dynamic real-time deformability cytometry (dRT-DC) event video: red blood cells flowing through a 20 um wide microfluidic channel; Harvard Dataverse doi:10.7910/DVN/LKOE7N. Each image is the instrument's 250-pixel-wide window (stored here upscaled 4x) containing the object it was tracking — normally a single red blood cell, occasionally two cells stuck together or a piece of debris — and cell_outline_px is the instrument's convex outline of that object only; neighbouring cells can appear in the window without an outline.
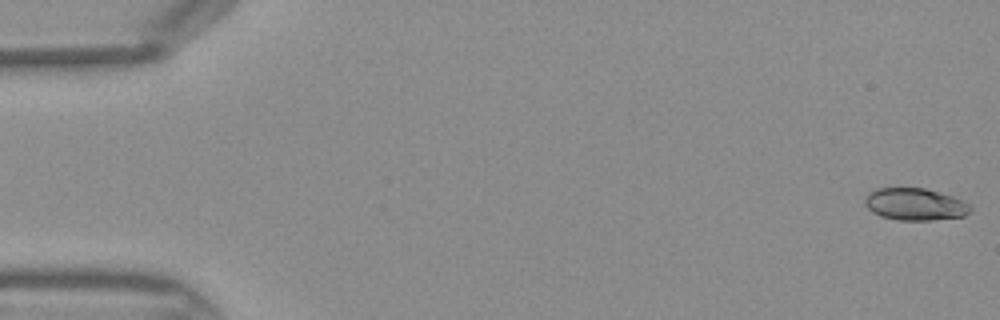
{"species": "Egyptian fruit bat (a non-hibernating species)", "species_latin": "Rousettus aegyptiacus", "temperature_condition": "warm", "stored_images_in_passage": 45, "camera_frame_rate_fps": 3000, "um_per_image_px": 0.085, "frame": {"image": 1, "passage_image": 1, "time_ms": 0.0, "image_size_px": [1000, 320], "cell_outline_px": [[972, 208], [964, 216], [932, 220], [896, 220], [880, 216], [872, 212], [864, 204], [864, 200], [868, 192], [876, 188], [924, 188], [952, 196], [964, 200]], "centroid_in_image_um": [77.75, 17.36], "position_along_channel_um": 7.3, "area_um2": 19.83}}
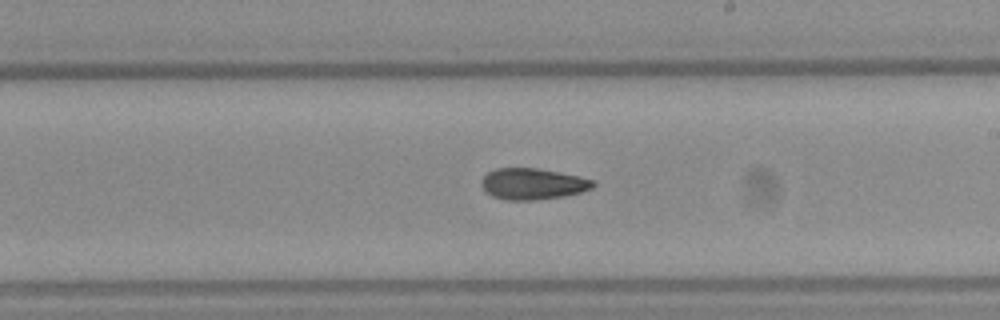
{"frame": {"image": 2, "passage_image": 26, "time_ms": 8.333, "image_size_px": [1000, 320], "cell_outline_px": [[596, 184], [592, 188], [580, 192], [564, 196], [536, 200], [504, 200], [492, 196], [480, 184], [480, 180], [488, 172], [496, 168], [536, 168], [560, 172], [580, 176], [596, 180]], "centroid_in_image_um": [45.3, 15.63], "position_along_channel_um": 243.7, "area_um2": 20.46}}
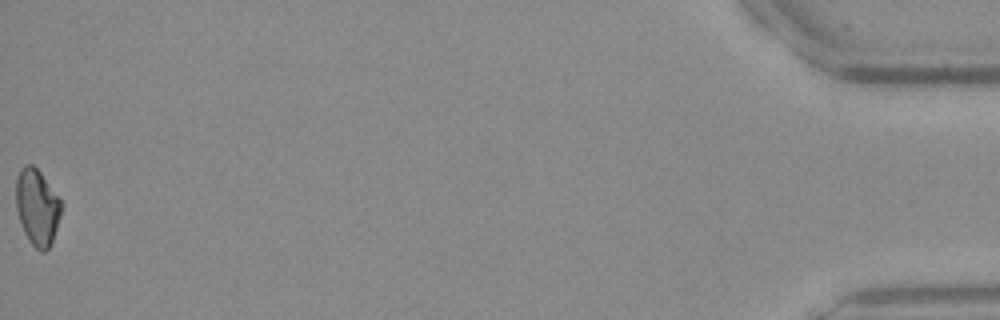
{"frame": {"image": 3, "passage_image": 45, "time_ms": 14.667, "image_size_px": [1000, 320], "cell_outline_px": [[64, 204], [52, 240], [48, 248], [44, 252], [40, 252], [32, 244], [24, 232], [16, 208], [16, 176], [20, 168], [24, 164], [32, 164], [40, 172]], "centroid_in_image_um": [3.16, 17.57], "position_along_channel_um": 432.0, "area_um2": 20.06}}